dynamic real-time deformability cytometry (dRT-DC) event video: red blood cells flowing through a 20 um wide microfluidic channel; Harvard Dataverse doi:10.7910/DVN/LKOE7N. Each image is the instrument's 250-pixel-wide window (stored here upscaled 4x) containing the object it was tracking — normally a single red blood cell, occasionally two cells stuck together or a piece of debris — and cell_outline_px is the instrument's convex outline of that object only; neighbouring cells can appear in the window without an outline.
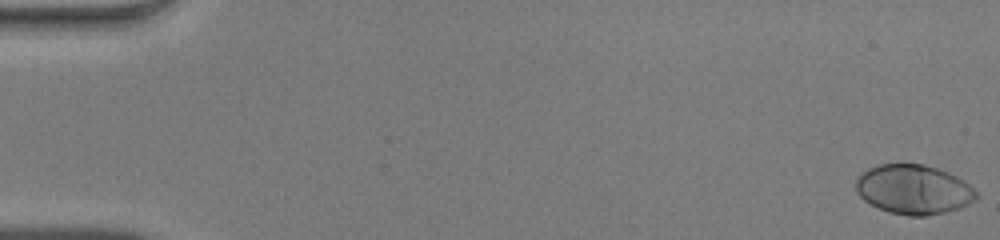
{"species": "human", "species_latin": "Homo sapiens", "temperature_condition": "warm", "stored_images_in_passage": 52, "camera_frame_rate_fps": 3000, "um_per_image_px": 0.085, "donor": {"sex": "male"}, "frame": {"image": 1, "passage_image": 1, "time_ms": 0.0, "image_size_px": [1000, 240], "cell_outline_px": [[980, 196], [976, 200], [960, 208], [944, 212], [924, 216], [908, 216], [888, 212], [864, 200], [856, 192], [856, 180], [860, 172], [868, 168], [880, 164], [924, 164], [948, 172], [964, 180]], "centroid_in_image_um": [77.65, 16.1], "position_along_channel_um": 7.3, "area_um2": 34.8}}
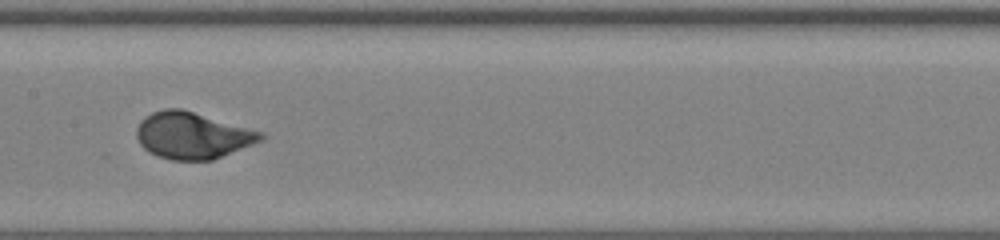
{"frame": {"image": 2, "passage_image": 27, "time_ms": 8.667, "image_size_px": [1000, 240], "cell_outline_px": [[268, 136], [264, 140], [212, 160], [172, 160], [148, 152], [140, 144], [136, 136], [136, 128], [140, 120], [144, 116], [152, 112], [164, 108], [180, 108], [264, 132]], "centroid_in_image_um": [16.37, 11.51], "position_along_channel_um": 191.0, "area_um2": 33.93}}
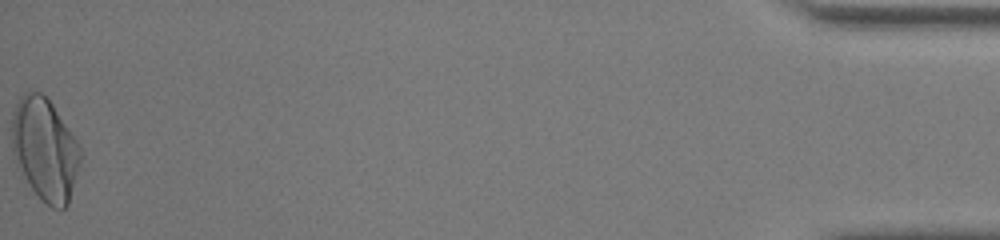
{"frame": {"image": 3, "passage_image": 52, "time_ms": 17.0, "image_size_px": [1000, 240], "cell_outline_px": [[80, 164], [68, 204], [64, 208], [52, 208], [40, 200], [32, 188], [12, 152], [12, 112], [20, 96], [24, 92], [40, 92], [52, 104], [80, 144]], "centroid_in_image_um": [3.83, 12.68], "position_along_channel_um": 431.4, "area_um2": 40.46}, "authors_computed_cell_mechanics": {"area_um2": 33.2928, "velocity_mm_per_s": 4.054, "shape_relaxation_time_tau1_ms": 2.7728, "shape_relaxation_time_tau2_ms": null, "deformation_change_tau1": 0.1992, "deformation_change_tau2": null}}